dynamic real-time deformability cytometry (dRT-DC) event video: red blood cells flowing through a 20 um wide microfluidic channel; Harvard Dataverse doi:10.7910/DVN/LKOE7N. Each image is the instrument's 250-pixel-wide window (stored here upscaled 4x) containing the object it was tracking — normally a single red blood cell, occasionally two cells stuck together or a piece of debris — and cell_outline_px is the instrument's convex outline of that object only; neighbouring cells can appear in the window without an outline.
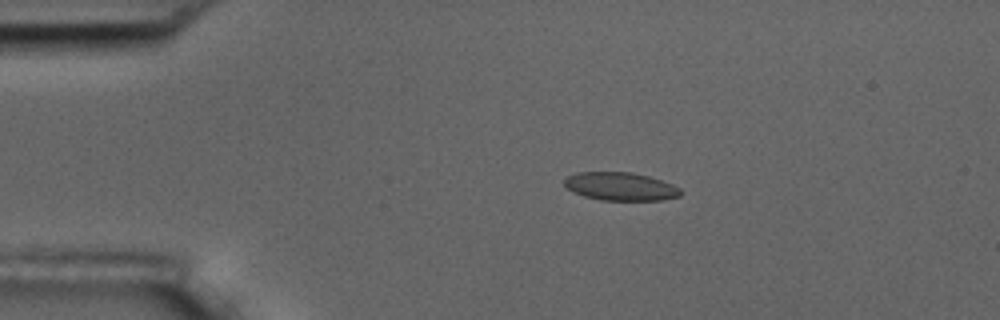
{"species": "common noctule bat (a hibernating species)", "species_latin": "Nyctalus noctula", "temperature_condition": "room temperature", "stored_images_in_passage": 5, "camera_frame_rate_fps": 3000, "um_per_image_px": 0.085, "animal": {"sex": "male", "body_mass_g": 17.5, "forearm_length_mm": 52.3}, "frame": {"image": 1, "passage_image": 3, "time_ms": 2.333, "image_size_px": [1000, 320], "cell_outline_px": [[680, 196], [660, 200], [600, 200], [584, 196], [572, 192], [564, 188], [564, 180], [568, 176], [576, 172], [632, 172], [648, 176], [672, 184], [680, 188]], "centroid_in_image_um": [52.69, 15.85], "position_along_channel_um": 32.3, "area_um2": 19.13}}
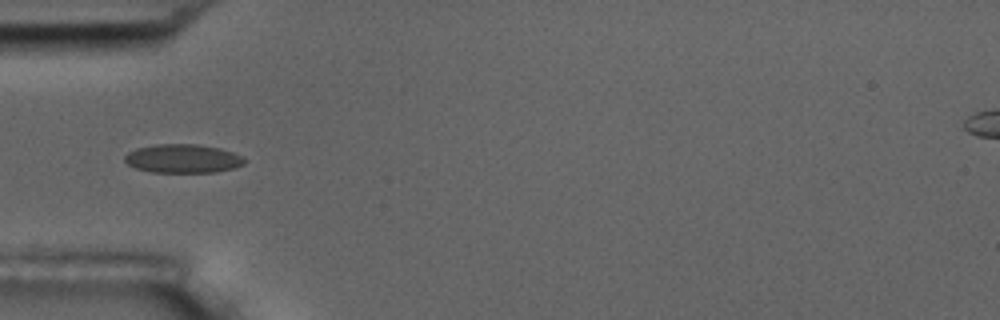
{"frame": {"image": 2, "passage_image": 5, "time_ms": 4.667, "image_size_px": [1000, 320], "cell_outline_px": [[248, 160], [244, 164], [232, 168], [216, 172], [152, 172], [136, 168], [128, 164], [124, 160], [124, 156], [128, 152], [136, 148], [156, 144], [196, 144], [220, 148], [232, 152]], "centroid_in_image_um": [15.53, 13.47], "position_along_channel_um": 69.5, "area_um2": 20.0}}